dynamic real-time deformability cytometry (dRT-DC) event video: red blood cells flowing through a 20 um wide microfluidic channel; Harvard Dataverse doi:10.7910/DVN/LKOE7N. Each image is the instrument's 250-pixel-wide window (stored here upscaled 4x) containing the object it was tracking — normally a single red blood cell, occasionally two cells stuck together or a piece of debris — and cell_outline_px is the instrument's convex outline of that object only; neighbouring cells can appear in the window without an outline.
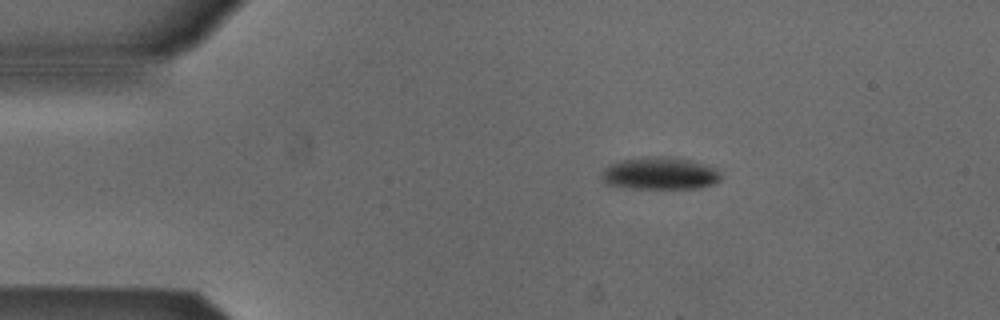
{"species": "Egyptian fruit bat (a non-hibernating species)", "species_latin": "Rousettus aegyptiacus", "temperature_condition": "cold", "stored_images_in_passage": 51, "camera_frame_rate_fps": 3000, "um_per_image_px": 0.085, "animal": {"sex": "male"}, "frame": {"image": 1, "passage_image": 8, "time_ms": 2.333, "image_size_px": [1000, 320], "cell_outline_px": [[720, 180], [716, 184], [700, 188], [628, 188], [604, 184], [600, 176], [600, 172], [608, 164], [620, 160], [644, 156], [668, 156], [692, 160], [716, 168], [720, 172]], "centroid_in_image_um": [56.05, 14.73], "position_along_channel_um": 28.9, "area_um2": 23.06}}
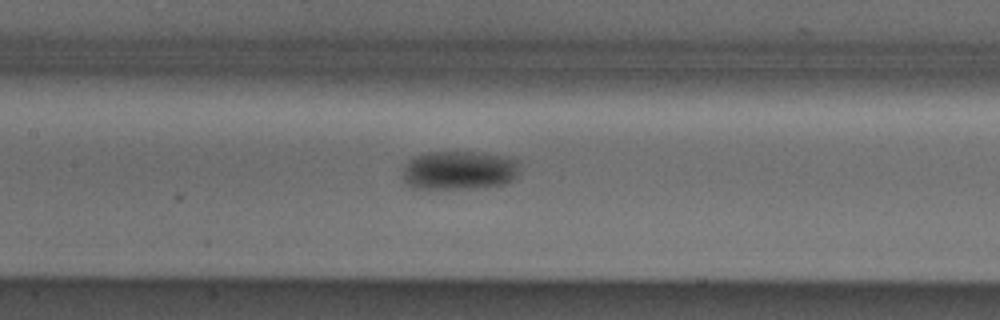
{"frame": {"image": 2, "passage_image": 23, "time_ms": 7.333, "image_size_px": [1000, 320], "cell_outline_px": [[516, 176], [504, 184], [472, 188], [412, 188], [404, 180], [404, 164], [412, 156], [424, 152], [476, 152], [508, 156], [516, 160]], "centroid_in_image_um": [38.96, 14.45], "position_along_channel_um": 168.4, "area_um2": 26.3}}
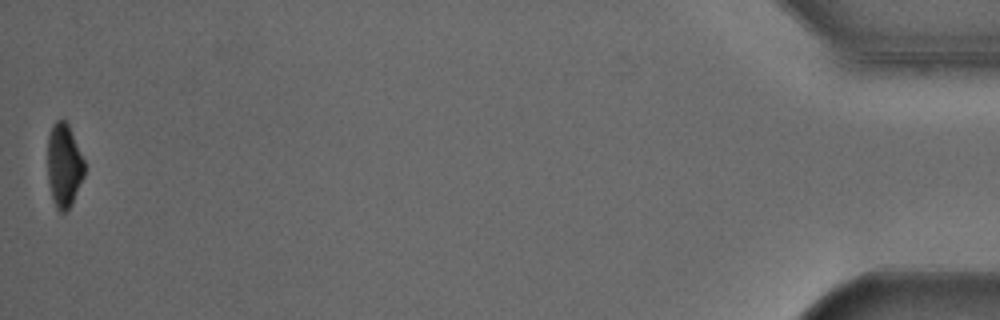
{"frame": {"image": 3, "passage_image": 51, "time_ms": 16.667, "image_size_px": [1000, 320], "cell_outline_px": [[84, 176], [72, 204], [64, 212], [60, 212], [56, 208], [52, 200], [48, 180], [48, 136], [52, 124], [56, 120], [64, 120], [68, 124], [84, 160]], "centroid_in_image_um": [5.43, 14.07], "position_along_channel_um": 429.8, "area_um2": 17.92}, "authors_computed_cell_mechanics": {"area_um2": 23.698, "velocity_mm_per_s": 3.8879, "shape_relaxation_time_tau1_ms": 2.8365, "shape_relaxation_time_tau2_ms": null, "deformation_change_tau1": 0.0993, "deformation_change_tau2": null}}